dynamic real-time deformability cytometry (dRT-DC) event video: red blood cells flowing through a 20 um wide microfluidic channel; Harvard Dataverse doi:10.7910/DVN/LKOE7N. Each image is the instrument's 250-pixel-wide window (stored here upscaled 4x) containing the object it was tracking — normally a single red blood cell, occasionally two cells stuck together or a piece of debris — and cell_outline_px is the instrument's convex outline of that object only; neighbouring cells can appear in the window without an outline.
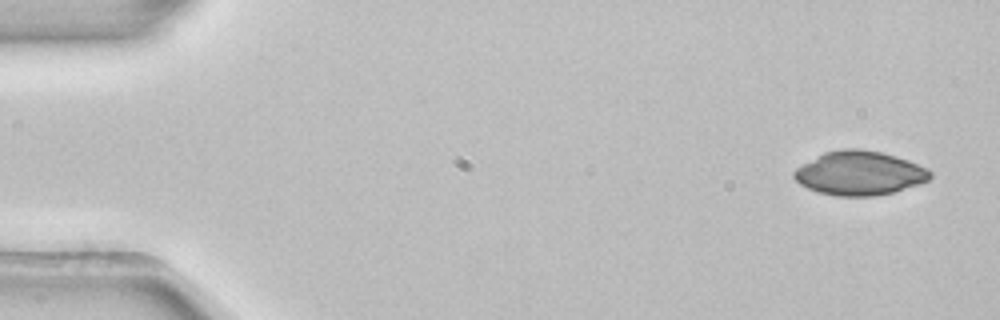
{"species": "common noctule bat (a hibernating species)", "species_latin": "Nyctalus noctula", "temperature_condition": "room temperature", "stored_images_in_passage": 3, "camera_frame_rate_fps": 3000, "um_per_image_px": 0.085, "animal": {"sex": "female", "body_mass_g": 22.7, "forearm_length_mm": 54.2}, "frame": {"image": 1, "passage_image": 1, "time_ms": 0.0, "image_size_px": [1000, 320], "cell_outline_px": [[932, 176], [928, 180], [892, 192], [876, 196], [836, 196], [820, 192], [808, 188], [800, 184], [792, 176], [792, 172], [796, 168], [824, 152], [840, 148], [860, 148], [884, 152], [908, 160], [928, 168], [932, 172]], "centroid_in_image_um": [73.05, 14.7], "position_along_channel_um": 12.0, "area_um2": 34.97}}